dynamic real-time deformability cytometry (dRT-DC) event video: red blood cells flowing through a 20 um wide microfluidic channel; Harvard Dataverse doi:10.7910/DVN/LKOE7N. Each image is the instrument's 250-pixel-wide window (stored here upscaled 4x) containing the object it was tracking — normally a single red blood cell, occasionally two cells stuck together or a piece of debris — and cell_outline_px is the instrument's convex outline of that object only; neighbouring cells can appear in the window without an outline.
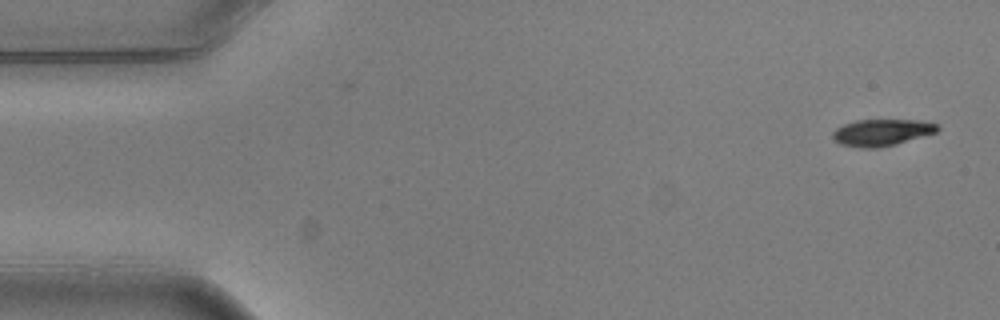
{"species": "common noctule bat (a hibernating species)", "species_latin": "Nyctalus noctula", "temperature_condition": "warm", "stored_images_in_passage": 5, "camera_frame_rate_fps": 3000, "um_per_image_px": 0.085, "animal": {"sex": "male", "body_mass_g": 20.5, "forearm_length_mm": 52.5}, "frame": {"image": 1, "passage_image": 1, "time_ms": 0.0, "image_size_px": [1000, 320], "cell_outline_px": [[940, 128], [936, 132], [896, 144], [872, 148], [860, 148], [840, 144], [832, 136], [832, 132], [836, 128], [844, 124], [856, 120], [920, 120], [936, 124]], "centroid_in_image_um": [74.93, 11.25], "position_along_channel_um": 10.1, "area_um2": 16.13}}
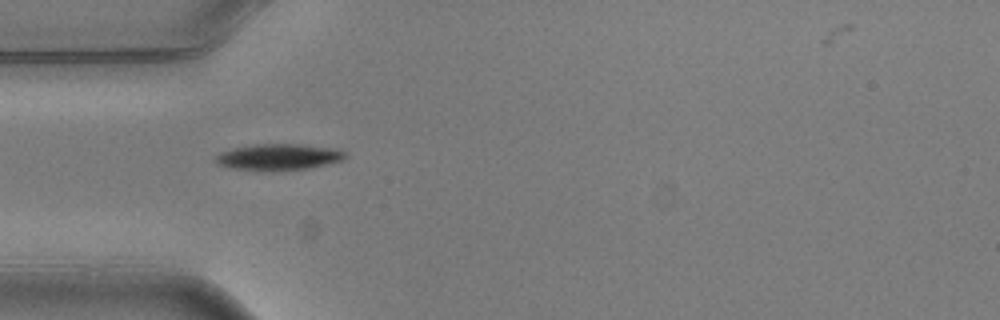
{"frame": {"image": 2, "passage_image": 4, "time_ms": 1.0, "image_size_px": [1000, 320], "cell_outline_px": [[348, 156], [344, 160], [304, 168], [272, 172], [264, 172], [232, 168], [216, 164], [216, 156], [220, 152], [232, 148], [256, 144], [300, 144], [336, 148], [348, 152]], "centroid_in_image_um": [23.68, 13.35], "position_along_channel_um": 61.3, "area_um2": 20.17}}
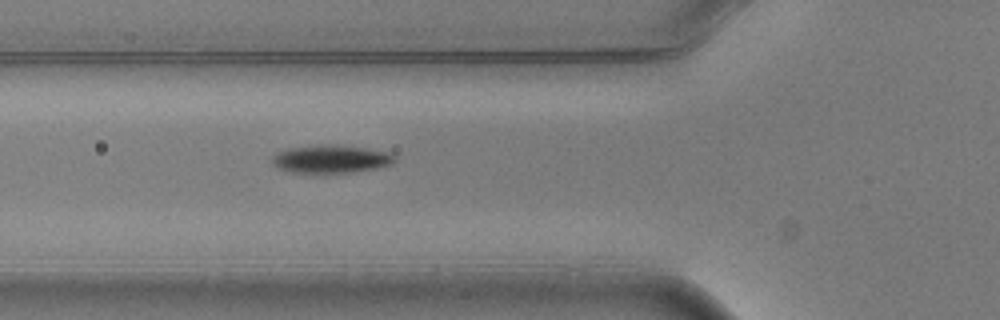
{"frame": {"image": 3, "passage_image": 5, "time_ms": 1.333, "image_size_px": [1000, 320], "cell_outline_px": [[396, 160], [392, 164], [380, 168], [348, 172], [292, 172], [280, 168], [272, 164], [272, 156], [280, 152], [292, 148], [320, 144], [336, 144], [392, 152], [396, 156]], "centroid_in_image_um": [28.21, 13.5], "position_along_channel_um": 97.6, "area_um2": 19.88}}